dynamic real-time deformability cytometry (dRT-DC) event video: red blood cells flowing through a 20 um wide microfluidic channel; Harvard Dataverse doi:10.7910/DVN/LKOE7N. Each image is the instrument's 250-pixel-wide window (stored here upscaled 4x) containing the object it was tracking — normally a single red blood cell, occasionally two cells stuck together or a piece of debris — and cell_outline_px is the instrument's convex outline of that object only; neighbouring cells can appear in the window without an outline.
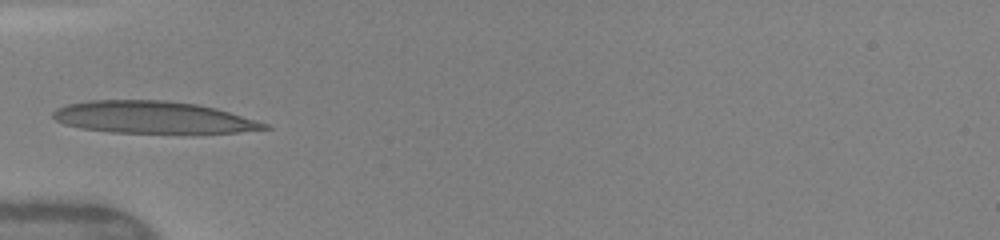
{"species": "human", "species_latin": "Homo sapiens", "temperature_condition": "warm", "stored_images_in_passage": 39, "camera_frame_rate_fps": 3000, "um_per_image_px": 0.085, "donor": {"sex": "female"}, "frame": {"image": 1, "passage_image": 1, "time_ms": 0.0, "image_size_px": [1000, 240], "cell_outline_px": [[272, 128], [236, 132], [112, 132], [80, 128], [64, 124], [56, 120], [52, 116], [52, 112], [56, 108], [68, 104], [88, 100], [164, 100], [196, 104], [216, 108], [256, 120], [268, 124]], "centroid_in_image_um": [12.95, 9.96], "position_along_channel_um": 72.0, "area_um2": 39.07}}
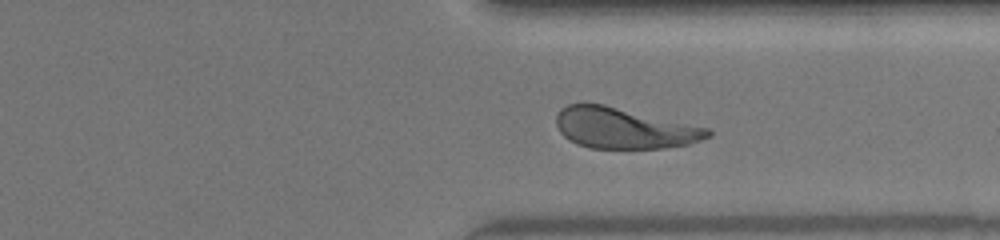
{"frame": {"image": 2, "passage_image": 28, "time_ms": 7.0, "image_size_px": [1000, 240], "cell_outline_px": [[712, 136], [688, 144], [664, 148], [592, 148], [576, 144], [568, 140], [560, 132], [556, 124], [556, 116], [560, 108], [568, 104], [604, 104], [708, 128], [712, 132]], "centroid_in_image_um": [53.01, 10.9], "position_along_channel_um": 358.4, "area_um2": 35.89}}
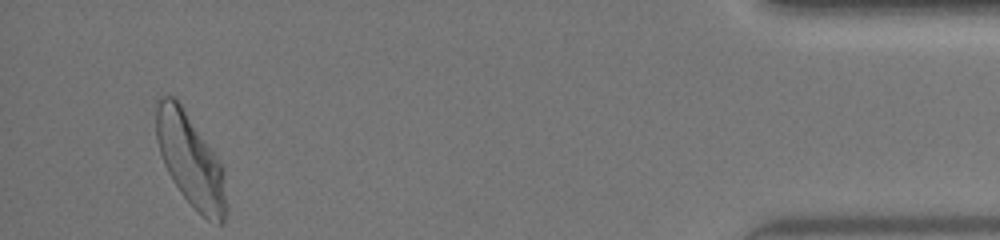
{"frame": {"image": 3, "passage_image": 37, "time_ms": 10.0, "image_size_px": [1000, 240], "cell_outline_px": [[228, 212], [224, 224], [220, 224], [208, 220], [180, 192], [172, 180], [164, 164], [156, 140], [152, 104], [160, 92], [172, 96], [180, 104], [224, 164], [228, 204]], "centroid_in_image_um": [16.18, 13.55], "position_along_channel_um": 419.0, "area_um2": 39.19}, "authors_computed_cell_mechanics": {"area_um2": 36.703, "velocity_mm_per_s": 4.0926, "shape_relaxation_time_tau1_ms": 4.3695, "shape_relaxation_time_tau2_ms": 1.0003, "deformation_change_tau1": 0.2173, "deformation_change_tau2": 0.1043}}